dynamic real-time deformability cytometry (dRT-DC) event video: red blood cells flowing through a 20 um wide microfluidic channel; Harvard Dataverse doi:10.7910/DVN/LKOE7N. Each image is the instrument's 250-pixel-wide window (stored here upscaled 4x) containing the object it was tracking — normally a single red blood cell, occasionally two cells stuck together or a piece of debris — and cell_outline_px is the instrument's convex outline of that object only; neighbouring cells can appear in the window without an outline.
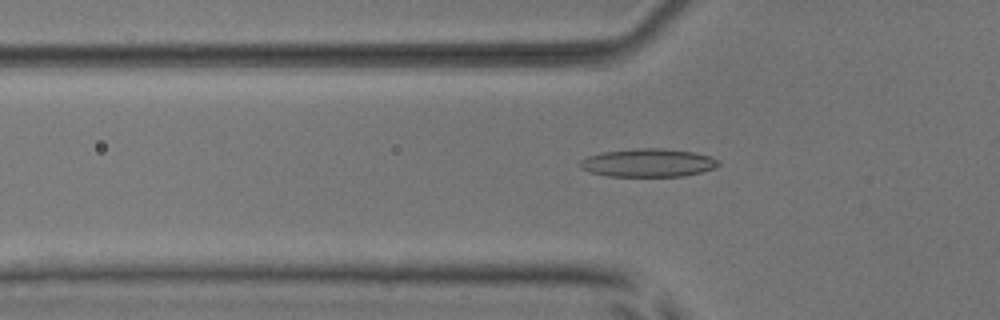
{"species": "common noctule bat (a hibernating species)", "species_latin": "Nyctalus noctula", "temperature_condition": "room temperature", "stored_images_in_passage": 36, "camera_frame_rate_fps": 3000, "um_per_image_px": 0.085, "animal": {"sex": "male", "body_mass_g": 17.9, "forearm_length_mm": 54.2}, "frame": {"image": 1, "passage_image": 8, "time_ms": 2.333, "image_size_px": [1000, 320], "cell_outline_px": [[720, 164], [712, 168], [700, 172], [684, 176], [608, 176], [592, 172], [580, 168], [580, 160], [588, 156], [604, 152], [636, 148], [664, 148], [692, 152], [708, 156], [720, 160]], "centroid_in_image_um": [55.08, 13.83], "position_along_channel_um": 70.7, "area_um2": 22.54}}
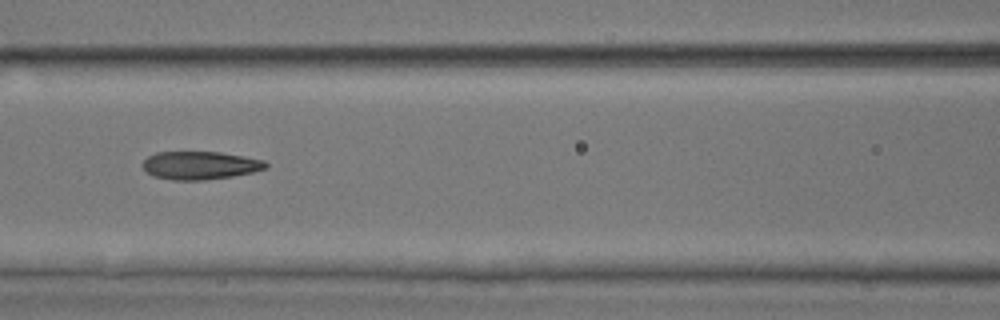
{"frame": {"image": 2, "passage_image": 14, "time_ms": 4.333, "image_size_px": [1000, 320], "cell_outline_px": [[268, 168], [252, 172], [232, 176], [204, 180], [172, 180], [152, 176], [144, 168], [144, 160], [148, 156], [156, 152], [220, 152], [244, 156], [264, 160], [268, 164]], "centroid_in_image_um": [17.03, 14.05], "position_along_channel_um": 149.6, "area_um2": 20.11}}
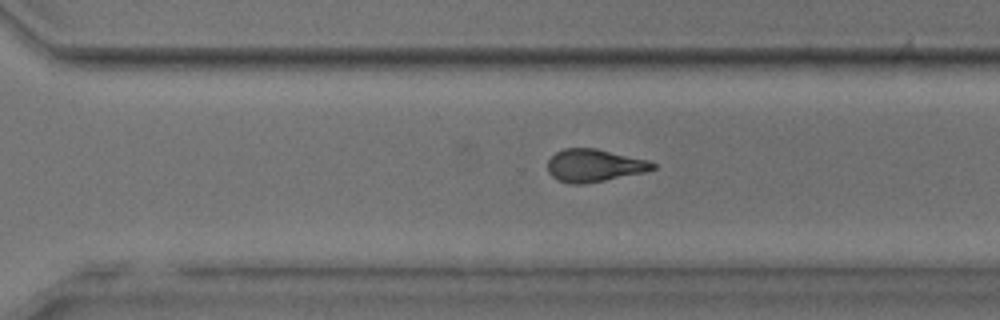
{"frame": {"image": 3, "passage_image": 27, "time_ms": 8.667, "image_size_px": [1000, 320], "cell_outline_px": [[656, 168], [644, 172], [604, 180], [580, 184], [572, 184], [556, 180], [548, 172], [548, 160], [556, 152], [564, 148], [596, 148], [648, 160], [656, 164]], "centroid_in_image_um": [50.49, 14.06], "position_along_channel_um": 320.1, "area_um2": 19.88}, "authors_computed_cell_mechanics": {"area_um2": 20.519, "velocity_mm_per_s": 3.9483, "shape_relaxation_time_tau1_ms": 4.5114, "shape_relaxation_time_tau2_ms": 2.0606, "deformation_change_tau1": 0.1811, "deformation_change_tau2": 0.1235}}